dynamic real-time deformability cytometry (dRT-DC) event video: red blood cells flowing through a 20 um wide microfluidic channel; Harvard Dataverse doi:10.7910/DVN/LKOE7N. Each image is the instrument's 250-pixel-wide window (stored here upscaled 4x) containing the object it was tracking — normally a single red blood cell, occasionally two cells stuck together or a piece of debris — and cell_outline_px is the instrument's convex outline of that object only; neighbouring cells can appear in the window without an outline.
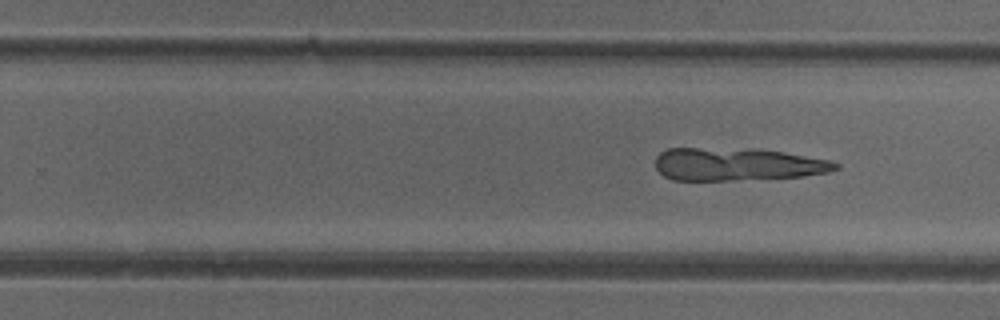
{"species": "common noctule bat (a hibernating species)", "species_latin": "Nyctalus noctula", "temperature_condition": "cold", "stored_images_in_passage": 34, "segment_of_instrument_passage": [2, 2], "camera_frame_rate_fps": 3000, "um_per_image_px": 0.085, "animal": {"sex": "female"}, "frame": {"image": 1, "passage_image": 34, "time_ms": 11.0, "image_size_px": [1000, 320], "cell_outline_px": [[840, 168], [828, 172], [804, 176], [728, 180], [672, 180], [664, 176], [656, 168], [656, 156], [660, 152], [668, 148], [696, 148], [784, 152], [828, 160], [840, 164]], "centroid_in_image_um": [62.63, 13.98], "position_along_channel_um": 267.2, "area_um2": 33.64}}